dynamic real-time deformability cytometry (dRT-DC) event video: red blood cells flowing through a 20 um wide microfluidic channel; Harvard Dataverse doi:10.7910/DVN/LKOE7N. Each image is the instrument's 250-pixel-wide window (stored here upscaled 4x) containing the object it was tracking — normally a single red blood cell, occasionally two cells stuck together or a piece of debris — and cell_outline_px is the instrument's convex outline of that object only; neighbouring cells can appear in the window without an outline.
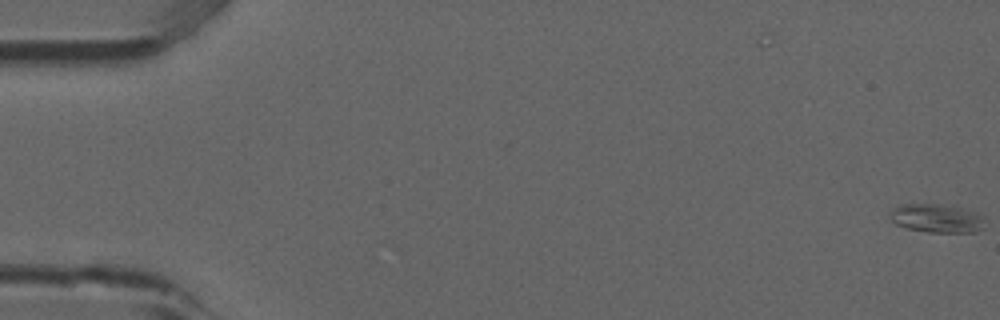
{"species": "common noctule bat (a hibernating species)", "species_latin": "Nyctalus noctula", "temperature_condition": "room temperature", "stored_images_in_passage": 53, "camera_frame_rate_fps": 3000, "um_per_image_px": 0.085, "animal": {"sex": "male", "forearm_length_mm": 52.5}, "frame": {"image": 1, "passage_image": 1, "time_ms": 0.0, "image_size_px": [1000, 320], "cell_outline_px": [[984, 228], [976, 232], [928, 232], [908, 228], [896, 224], [888, 216], [900, 204], [956, 204], [984, 216]], "centroid_in_image_um": [79.7, 18.54], "position_along_channel_um": 5.3, "area_um2": 16.07}}
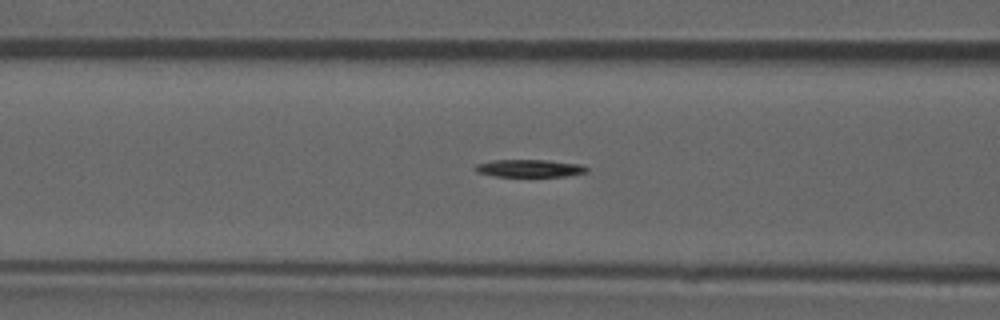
{"frame": {"image": 2, "passage_image": 22, "time_ms": 7.0, "image_size_px": [1000, 320], "cell_outline_px": [[588, 172], [568, 176], [496, 176], [476, 172], [472, 168], [476, 164], [492, 160], [548, 160], [584, 164], [588, 168]], "centroid_in_image_um": [45.04, 14.29], "position_along_channel_um": 121.6, "area_um2": 11.56}}
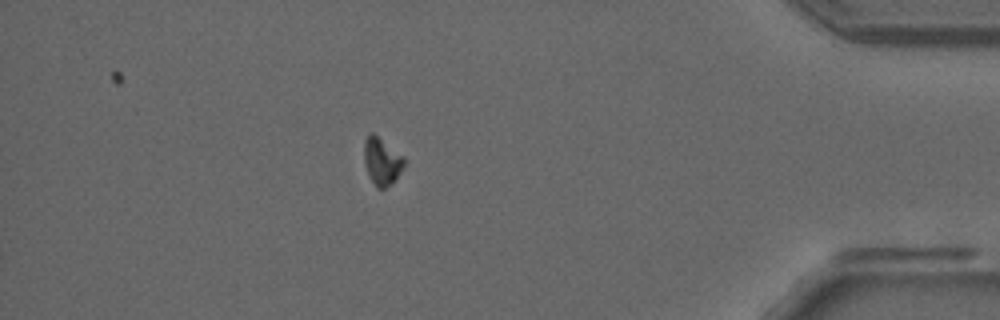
{"frame": {"image": 3, "passage_image": 47, "time_ms": 15.333, "image_size_px": [1000, 320], "cell_outline_px": [[404, 168], [384, 188], [376, 188], [364, 164], [364, 140], [372, 132], [404, 156]], "centroid_in_image_um": [32.45, 13.68], "position_along_channel_um": 402.8, "area_um2": 10.69}, "authors_computed_cell_mechanics": {"area_um2": 12.0224, "velocity_mm_per_s": 3.9021, "shape_relaxation_time_tau1_ms": 5.9333, "shape_relaxation_time_tau2_ms": null, "deformation_change_tau1": 0.1605, "deformation_change_tau2": null}}